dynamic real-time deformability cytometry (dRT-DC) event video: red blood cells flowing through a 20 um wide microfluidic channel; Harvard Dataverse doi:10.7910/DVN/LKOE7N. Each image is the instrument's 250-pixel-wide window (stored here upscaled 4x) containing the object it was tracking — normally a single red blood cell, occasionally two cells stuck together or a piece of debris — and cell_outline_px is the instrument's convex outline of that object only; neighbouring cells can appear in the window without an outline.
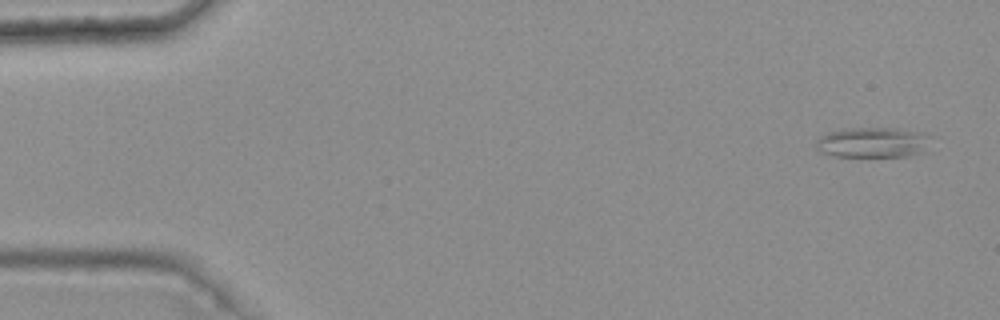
{"species": "common noctule bat (a hibernating species)", "species_latin": "Nyctalus noctula", "temperature_condition": "warm", "stored_images_in_passage": 8, "camera_frame_rate_fps": 3000, "um_per_image_px": 0.085, "animal": {"sex": "female", "body_mass_g": 25.1}, "frame": {"image": 1, "passage_image": 1, "time_ms": 0.0, "image_size_px": [1000, 320], "cell_outline_px": [[932, 152], [912, 156], [836, 156], [820, 152], [816, 148], [816, 140], [820, 136], [828, 132], [844, 128], [896, 128], [924, 132]], "centroid_in_image_um": [74.24, 12.11], "position_along_channel_um": 10.8, "area_um2": 20.69}}
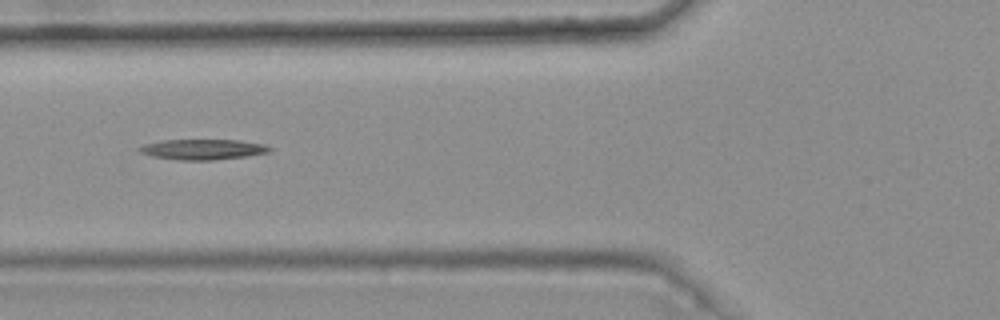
{"frame": {"image": 2, "passage_image": 5, "time_ms": 1.333, "image_size_px": [1000, 320], "cell_outline_px": [[272, 152], [248, 156], [212, 160], [180, 160], [152, 156], [140, 152], [136, 148], [144, 144], [160, 140], [240, 140], [264, 144], [272, 148]], "centroid_in_image_um": [17.26, 12.69], "position_along_channel_um": 108.5, "area_um2": 15.61}}
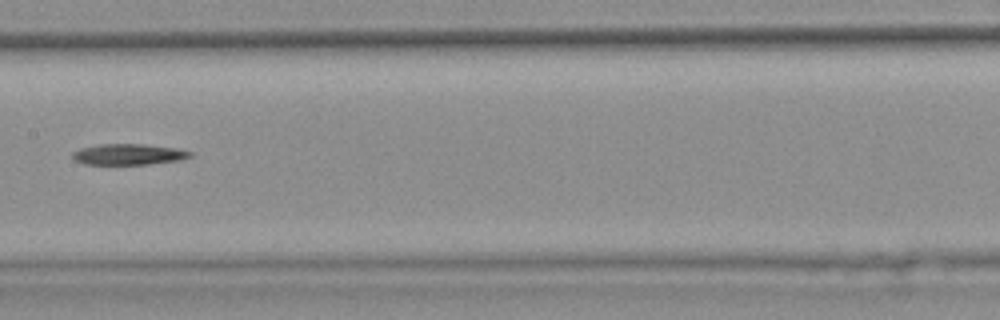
{"frame": {"image": 3, "passage_image": 7, "time_ms": 2.0, "image_size_px": [1000, 320], "cell_outline_px": [[192, 156], [180, 160], [148, 164], [84, 164], [76, 160], [72, 156], [72, 152], [80, 148], [100, 144], [144, 144], [176, 148], [192, 152]], "centroid_in_image_um": [10.93, 13.11], "position_along_channel_um": 196.5, "area_um2": 14.28}}